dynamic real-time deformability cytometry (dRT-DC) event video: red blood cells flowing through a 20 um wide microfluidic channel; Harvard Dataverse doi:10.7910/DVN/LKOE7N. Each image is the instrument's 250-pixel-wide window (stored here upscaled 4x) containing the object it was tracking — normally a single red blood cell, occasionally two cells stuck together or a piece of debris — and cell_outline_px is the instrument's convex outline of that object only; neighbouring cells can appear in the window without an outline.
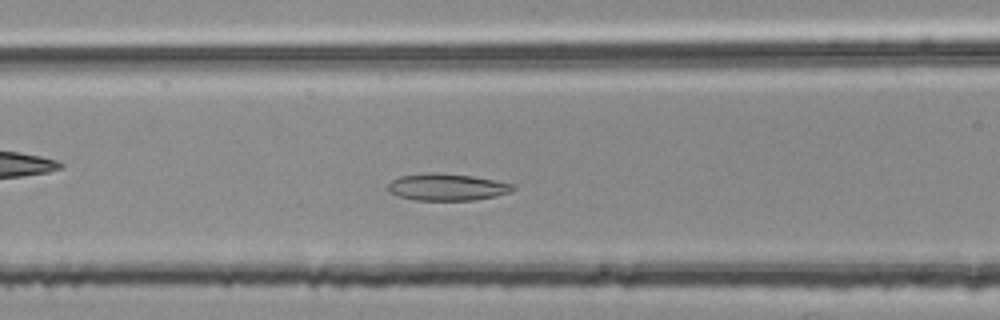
{"species": "common noctule bat (a hibernating species)", "species_latin": "Nyctalus noctula", "temperature_condition": "room temperature", "stored_images_in_passage": 39, "camera_frame_rate_fps": 3000, "um_per_image_px": 0.085, "animal": {"sex": "female", "body_mass_g": 25.1}, "frame": {"image": 1, "passage_image": 16, "time_ms": 5.0, "image_size_px": [1000, 320], "cell_outline_px": [[516, 188], [508, 192], [496, 196], [476, 200], [416, 200], [400, 196], [388, 192], [388, 184], [392, 180], [400, 176], [428, 172], [436, 172], [472, 176], [516, 184]], "centroid_in_image_um": [38.0, 15.89], "position_along_channel_um": 128.6, "area_um2": 19.65}}
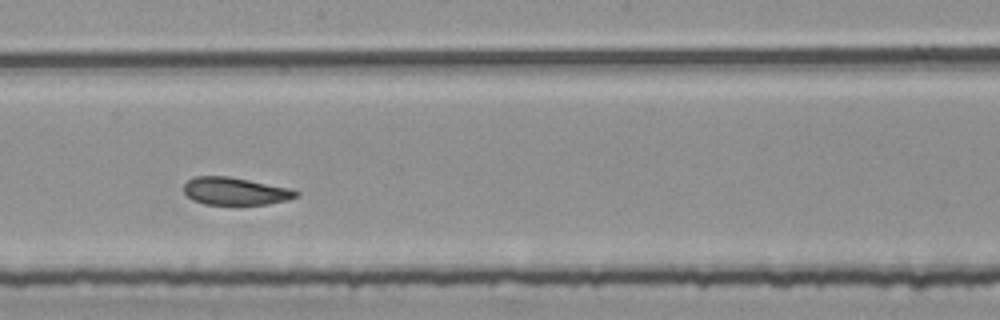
{"frame": {"image": 2, "passage_image": 24, "time_ms": 7.667, "image_size_px": [1000, 320], "cell_outline_px": [[300, 196], [288, 200], [268, 204], [204, 204], [192, 200], [184, 192], [184, 184], [188, 180], [196, 176], [228, 176], [292, 188], [300, 192]], "centroid_in_image_um": [20.04, 16.25], "position_along_channel_um": 228.2, "area_um2": 18.15}}
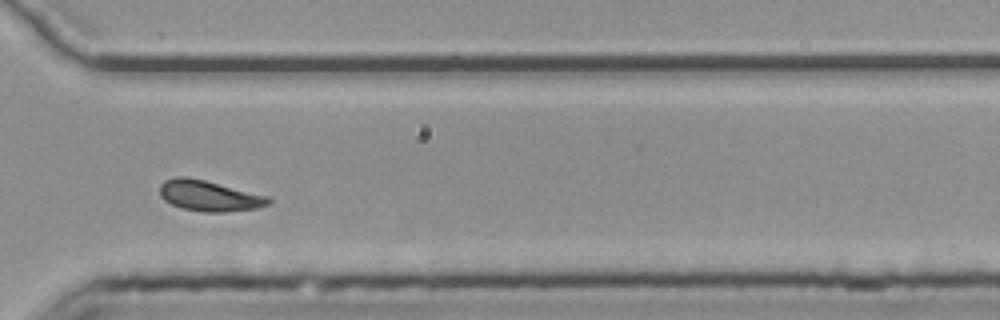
{"frame": {"image": 3, "passage_image": 34, "time_ms": 11.0, "image_size_px": [1000, 320], "cell_outline_px": [[272, 204], [256, 208], [224, 212], [204, 212], [180, 208], [164, 200], [160, 196], [160, 184], [164, 180], [176, 176], [188, 176], [268, 196], [272, 200]], "centroid_in_image_um": [17.76, 16.64], "position_along_channel_um": 352.8, "area_um2": 19.54}, "authors_computed_cell_mechanics": {"area_um2": 19.652, "velocity_mm_per_s": 3.735, "shape_relaxation_time_tau1_ms": null, "shape_relaxation_time_tau2_ms": 3.4041, "deformation_change_tau1": null, "deformation_change_tau2": 0.0808}}